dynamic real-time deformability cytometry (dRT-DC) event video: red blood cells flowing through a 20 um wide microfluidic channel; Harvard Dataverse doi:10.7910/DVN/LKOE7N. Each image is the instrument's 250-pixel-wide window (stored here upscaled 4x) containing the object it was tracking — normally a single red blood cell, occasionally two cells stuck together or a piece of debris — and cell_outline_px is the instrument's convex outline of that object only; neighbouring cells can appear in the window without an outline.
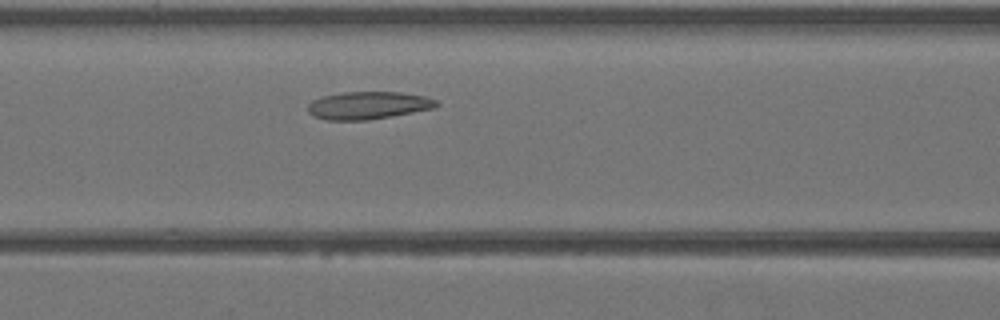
{"species": "Egyptian fruit bat (a non-hibernating species)", "species_latin": "Rousettus aegyptiacus", "temperature_condition": "warm", "stored_images_in_passage": 11, "camera_frame_rate_fps": 3000, "um_per_image_px": 0.085, "animal": {"sex": "female"}, "frame": {"image": 1, "passage_image": 10, "time_ms": 3.0, "image_size_px": [1000, 320], "cell_outline_px": [[440, 104], [436, 108], [392, 116], [368, 120], [324, 120], [312, 116], [308, 112], [308, 104], [312, 100], [324, 96], [344, 92], [400, 92], [428, 96], [436, 100]], "centroid_in_image_um": [31.32, 8.96], "position_along_channel_um": 135.3, "area_um2": 20.92}}